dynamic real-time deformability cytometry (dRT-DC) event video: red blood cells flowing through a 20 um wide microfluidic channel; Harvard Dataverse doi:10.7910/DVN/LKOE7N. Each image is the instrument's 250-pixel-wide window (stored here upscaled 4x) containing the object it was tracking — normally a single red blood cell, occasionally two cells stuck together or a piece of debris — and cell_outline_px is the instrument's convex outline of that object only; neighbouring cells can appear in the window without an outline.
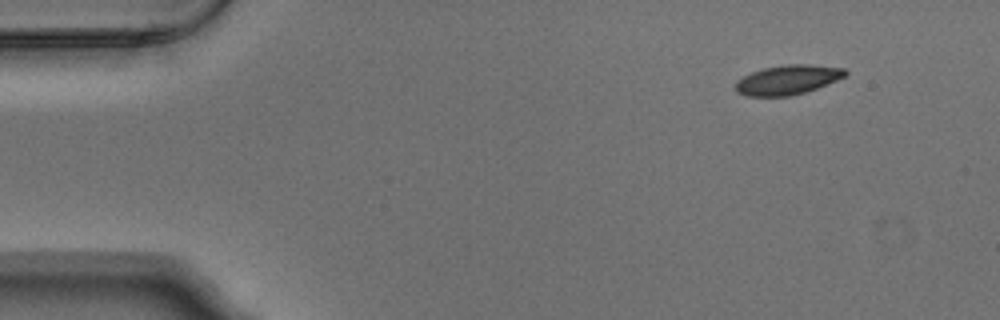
{"species": "Egyptian fruit bat (a non-hibernating species)", "species_latin": "Rousettus aegyptiacus", "temperature_condition": "warm", "stored_images_in_passage": 5, "camera_frame_rate_fps": 3000, "um_per_image_px": 0.085, "animal": {"sex": "male"}, "frame": {"image": 1, "passage_image": 1, "time_ms": 0.0, "image_size_px": [1000, 320], "cell_outline_px": [[848, 72], [844, 76], [836, 80], [816, 88], [804, 92], [788, 96], [748, 96], [736, 92], [736, 80], [752, 72], [764, 68], [784, 64], [812, 64], [844, 68]], "centroid_in_image_um": [66.94, 6.77], "position_along_channel_um": 18.1, "area_um2": 18.73}}
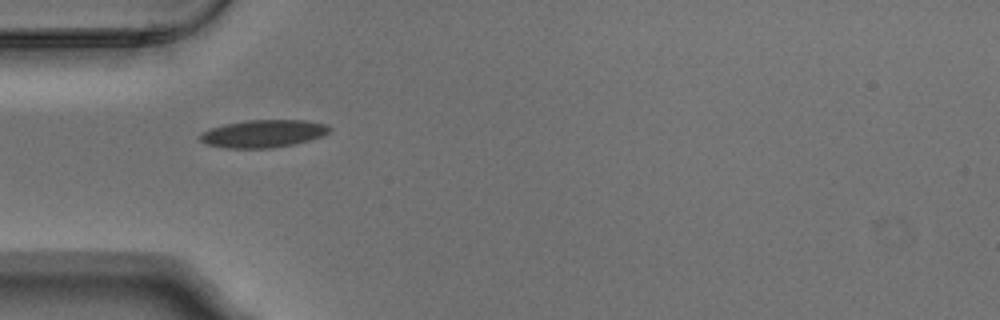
{"frame": {"image": 2, "passage_image": 4, "time_ms": 1.0, "image_size_px": [1000, 320], "cell_outline_px": [[332, 128], [328, 132], [320, 136], [296, 144], [272, 148], [224, 148], [208, 144], [200, 140], [200, 136], [204, 132], [212, 128], [224, 124], [248, 120], [304, 120], [328, 124]], "centroid_in_image_um": [22.41, 11.36], "position_along_channel_um": 62.6, "area_um2": 20.69}}
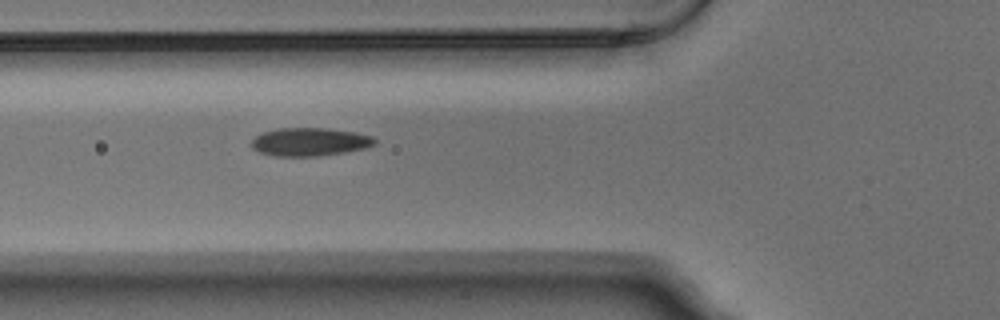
{"frame": {"image": 3, "passage_image": 5, "time_ms": 1.333, "image_size_px": [1000, 320], "cell_outline_px": [[376, 144], [364, 148], [344, 152], [320, 156], [272, 156], [260, 152], [252, 148], [248, 144], [256, 136], [264, 132], [276, 128], [328, 128], [356, 132], [372, 136], [376, 140]], "centroid_in_image_um": [26.31, 12.06], "position_along_channel_um": 99.5, "area_um2": 20.4}}